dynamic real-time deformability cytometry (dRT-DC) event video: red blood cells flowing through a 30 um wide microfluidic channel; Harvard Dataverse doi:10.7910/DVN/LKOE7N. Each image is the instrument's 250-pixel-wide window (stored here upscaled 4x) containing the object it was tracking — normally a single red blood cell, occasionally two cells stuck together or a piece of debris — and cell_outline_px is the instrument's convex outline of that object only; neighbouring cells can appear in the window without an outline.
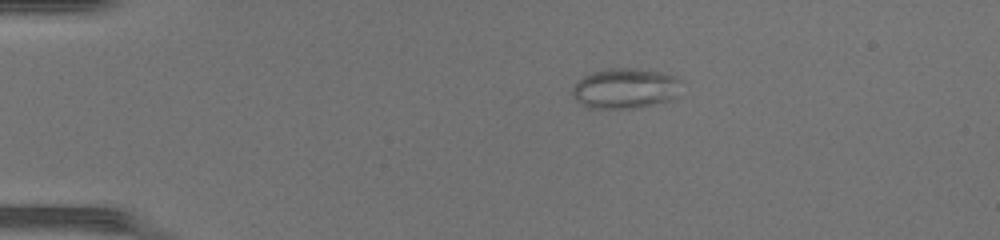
{"species": "common noctule bat (a hibernating species)", "species_latin": "Nyctalus noctula", "temperature_condition": "warm", "stored_images_in_passage": 39, "camera_frame_rate_fps": 3000, "um_per_image_px": 0.085, "animal": {"sex": "female", "body_mass_g": 17.0, "forearm_length_mm": 48.0}, "frame": {"image": 1, "passage_image": 1, "time_ms": 0.0, "image_size_px": [1000, 240], "cell_outline_px": [[684, 80], [676, 96], [668, 100], [636, 108], [588, 108], [576, 100], [572, 92], [572, 88], [576, 80], [592, 72], [608, 68], [636, 68], [660, 72], [676, 76]], "centroid_in_image_um": [53.15, 7.5], "position_along_channel_um": 31.9, "area_um2": 25.78}}
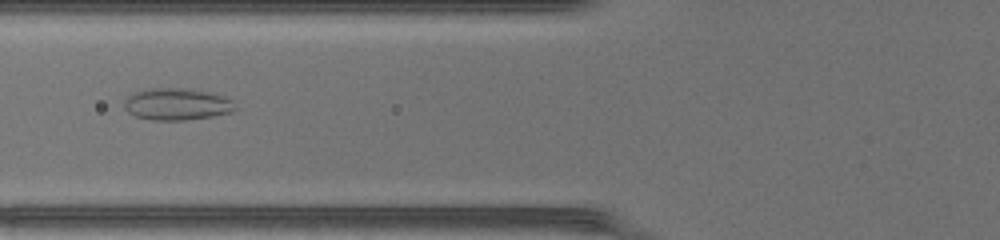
{"frame": {"image": 2, "passage_image": 11, "time_ms": 3.333, "image_size_px": [1000, 240], "cell_outline_px": [[236, 108], [232, 112], [212, 116], [184, 120], [152, 120], [136, 116], [128, 112], [124, 108], [124, 100], [128, 96], [136, 92], [148, 88], [192, 88], [212, 92], [224, 96], [232, 100]], "centroid_in_image_um": [15.05, 8.84], "position_along_channel_um": 110.8, "area_um2": 20.81}}
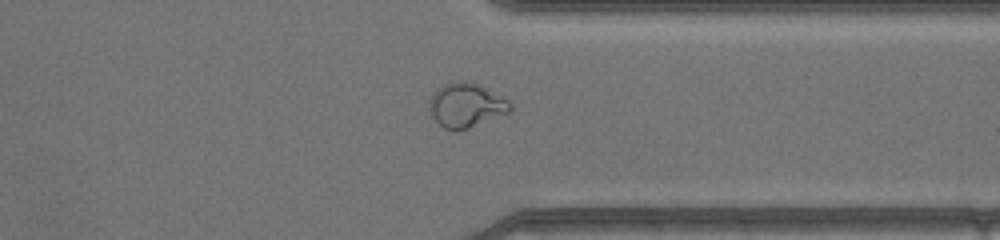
{"frame": {"image": 3, "passage_image": 29, "time_ms": 9.333, "image_size_px": [1000, 240], "cell_outline_px": [[512, 112], [468, 128], [444, 128], [432, 116], [428, 108], [428, 100], [432, 92], [436, 88], [444, 84], [464, 80], [480, 84], [508, 100], [512, 104]], "centroid_in_image_um": [39.62, 8.91], "position_along_channel_um": 371.8, "area_um2": 20.92}, "authors_computed_cell_mechanics": {"area_um2": 21.0392, "velocity_mm_per_s": 4.3662, "shape_relaxation_time_tau1_ms": null, "shape_relaxation_time_tau2_ms": 0.8642, "deformation_change_tau1": null, "deformation_change_tau2": 0.0562}}